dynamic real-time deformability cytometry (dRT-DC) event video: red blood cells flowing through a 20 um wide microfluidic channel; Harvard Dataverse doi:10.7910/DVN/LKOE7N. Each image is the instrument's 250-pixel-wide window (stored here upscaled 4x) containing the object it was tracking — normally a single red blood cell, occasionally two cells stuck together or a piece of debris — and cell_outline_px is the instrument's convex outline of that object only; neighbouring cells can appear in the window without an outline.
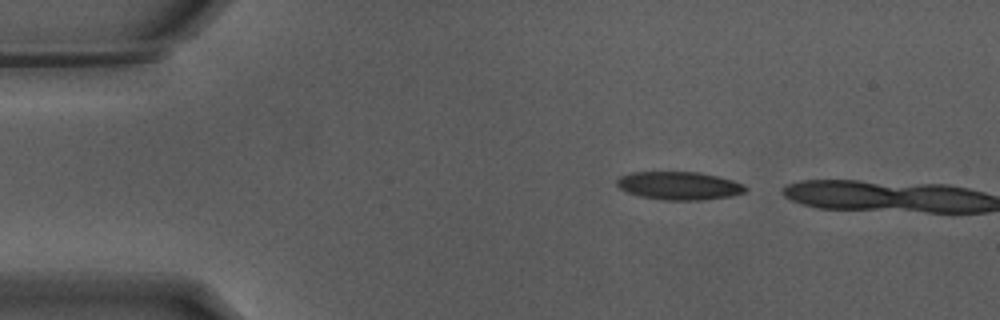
{"species": "Egyptian fruit bat (a non-hibernating species)", "species_latin": "Rousettus aegyptiacus", "temperature_condition": "warm", "stored_images_in_passage": 3, "camera_frame_rate_fps": 3000, "um_per_image_px": 0.085, "animal": {"sex": "male"}, "frame": {"image": 1, "passage_image": 1, "time_ms": 0.0, "image_size_px": [1000, 320], "cell_outline_px": [[748, 188], [744, 192], [732, 196], [700, 200], [664, 200], [640, 196], [628, 192], [620, 188], [616, 184], [616, 180], [620, 176], [632, 172], [700, 172], [732, 180], [744, 184]], "centroid_in_image_um": [57.73, 15.78], "position_along_channel_um": 27.3, "area_um2": 21.04}}